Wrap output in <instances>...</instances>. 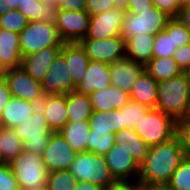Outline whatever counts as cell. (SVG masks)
<instances>
[{
  "label": "cell",
  "instance_id": "obj_1",
  "mask_svg": "<svg viewBox=\"0 0 190 190\" xmlns=\"http://www.w3.org/2000/svg\"><path fill=\"white\" fill-rule=\"evenodd\" d=\"M186 152L177 136L149 147L145 161L140 165L139 184H167Z\"/></svg>",
  "mask_w": 190,
  "mask_h": 190
},
{
  "label": "cell",
  "instance_id": "obj_2",
  "mask_svg": "<svg viewBox=\"0 0 190 190\" xmlns=\"http://www.w3.org/2000/svg\"><path fill=\"white\" fill-rule=\"evenodd\" d=\"M156 108L175 121L190 114V76L187 72L158 82Z\"/></svg>",
  "mask_w": 190,
  "mask_h": 190
},
{
  "label": "cell",
  "instance_id": "obj_3",
  "mask_svg": "<svg viewBox=\"0 0 190 190\" xmlns=\"http://www.w3.org/2000/svg\"><path fill=\"white\" fill-rule=\"evenodd\" d=\"M68 170L78 182H90L105 189L117 182L110 173L104 155L89 151L77 153Z\"/></svg>",
  "mask_w": 190,
  "mask_h": 190
},
{
  "label": "cell",
  "instance_id": "obj_4",
  "mask_svg": "<svg viewBox=\"0 0 190 190\" xmlns=\"http://www.w3.org/2000/svg\"><path fill=\"white\" fill-rule=\"evenodd\" d=\"M9 165L20 190H37L46 187L49 172L41 155L23 150Z\"/></svg>",
  "mask_w": 190,
  "mask_h": 190
},
{
  "label": "cell",
  "instance_id": "obj_5",
  "mask_svg": "<svg viewBox=\"0 0 190 190\" xmlns=\"http://www.w3.org/2000/svg\"><path fill=\"white\" fill-rule=\"evenodd\" d=\"M139 137L150 147L171 140L176 136V121L157 108H150L134 128Z\"/></svg>",
  "mask_w": 190,
  "mask_h": 190
},
{
  "label": "cell",
  "instance_id": "obj_6",
  "mask_svg": "<svg viewBox=\"0 0 190 190\" xmlns=\"http://www.w3.org/2000/svg\"><path fill=\"white\" fill-rule=\"evenodd\" d=\"M169 18V16L157 7L144 11H126L120 36L125 41L144 33L156 35L165 29Z\"/></svg>",
  "mask_w": 190,
  "mask_h": 190
},
{
  "label": "cell",
  "instance_id": "obj_7",
  "mask_svg": "<svg viewBox=\"0 0 190 190\" xmlns=\"http://www.w3.org/2000/svg\"><path fill=\"white\" fill-rule=\"evenodd\" d=\"M55 23L39 20L28 21L27 26L19 33V46L22 58L50 46H63Z\"/></svg>",
  "mask_w": 190,
  "mask_h": 190
},
{
  "label": "cell",
  "instance_id": "obj_8",
  "mask_svg": "<svg viewBox=\"0 0 190 190\" xmlns=\"http://www.w3.org/2000/svg\"><path fill=\"white\" fill-rule=\"evenodd\" d=\"M13 129L23 142L25 151L42 156L52 131L48 127L43 109L39 105L29 118Z\"/></svg>",
  "mask_w": 190,
  "mask_h": 190
},
{
  "label": "cell",
  "instance_id": "obj_9",
  "mask_svg": "<svg viewBox=\"0 0 190 190\" xmlns=\"http://www.w3.org/2000/svg\"><path fill=\"white\" fill-rule=\"evenodd\" d=\"M78 43L92 61L111 64L125 57V41L121 36L102 40L83 38Z\"/></svg>",
  "mask_w": 190,
  "mask_h": 190
},
{
  "label": "cell",
  "instance_id": "obj_10",
  "mask_svg": "<svg viewBox=\"0 0 190 190\" xmlns=\"http://www.w3.org/2000/svg\"><path fill=\"white\" fill-rule=\"evenodd\" d=\"M90 15L86 10H59L55 26L64 43L79 42L88 32Z\"/></svg>",
  "mask_w": 190,
  "mask_h": 190
},
{
  "label": "cell",
  "instance_id": "obj_11",
  "mask_svg": "<svg viewBox=\"0 0 190 190\" xmlns=\"http://www.w3.org/2000/svg\"><path fill=\"white\" fill-rule=\"evenodd\" d=\"M12 97L39 104L43 99L42 86L35 81L22 67L3 71Z\"/></svg>",
  "mask_w": 190,
  "mask_h": 190
},
{
  "label": "cell",
  "instance_id": "obj_12",
  "mask_svg": "<svg viewBox=\"0 0 190 190\" xmlns=\"http://www.w3.org/2000/svg\"><path fill=\"white\" fill-rule=\"evenodd\" d=\"M43 98L56 97L75 91L65 57L59 53L41 82Z\"/></svg>",
  "mask_w": 190,
  "mask_h": 190
},
{
  "label": "cell",
  "instance_id": "obj_13",
  "mask_svg": "<svg viewBox=\"0 0 190 190\" xmlns=\"http://www.w3.org/2000/svg\"><path fill=\"white\" fill-rule=\"evenodd\" d=\"M77 153L59 134L52 132L47 147L42 154L48 172L68 170Z\"/></svg>",
  "mask_w": 190,
  "mask_h": 190
},
{
  "label": "cell",
  "instance_id": "obj_14",
  "mask_svg": "<svg viewBox=\"0 0 190 190\" xmlns=\"http://www.w3.org/2000/svg\"><path fill=\"white\" fill-rule=\"evenodd\" d=\"M125 13L126 10L114 7L100 14L90 16L89 28L85 38L102 40L120 36Z\"/></svg>",
  "mask_w": 190,
  "mask_h": 190
},
{
  "label": "cell",
  "instance_id": "obj_15",
  "mask_svg": "<svg viewBox=\"0 0 190 190\" xmlns=\"http://www.w3.org/2000/svg\"><path fill=\"white\" fill-rule=\"evenodd\" d=\"M104 157L111 175L117 182L137 181L140 166L122 146L114 144Z\"/></svg>",
  "mask_w": 190,
  "mask_h": 190
},
{
  "label": "cell",
  "instance_id": "obj_16",
  "mask_svg": "<svg viewBox=\"0 0 190 190\" xmlns=\"http://www.w3.org/2000/svg\"><path fill=\"white\" fill-rule=\"evenodd\" d=\"M110 85L109 64L90 60L85 75L82 81L75 87V91L90 96L93 92L107 88Z\"/></svg>",
  "mask_w": 190,
  "mask_h": 190
},
{
  "label": "cell",
  "instance_id": "obj_17",
  "mask_svg": "<svg viewBox=\"0 0 190 190\" xmlns=\"http://www.w3.org/2000/svg\"><path fill=\"white\" fill-rule=\"evenodd\" d=\"M111 86L130 92L133 84L144 71V65L126 57L109 64Z\"/></svg>",
  "mask_w": 190,
  "mask_h": 190
},
{
  "label": "cell",
  "instance_id": "obj_18",
  "mask_svg": "<svg viewBox=\"0 0 190 190\" xmlns=\"http://www.w3.org/2000/svg\"><path fill=\"white\" fill-rule=\"evenodd\" d=\"M62 46H50L40 51L24 56L21 67L37 82H42L47 75L49 67L61 52Z\"/></svg>",
  "mask_w": 190,
  "mask_h": 190
},
{
  "label": "cell",
  "instance_id": "obj_19",
  "mask_svg": "<svg viewBox=\"0 0 190 190\" xmlns=\"http://www.w3.org/2000/svg\"><path fill=\"white\" fill-rule=\"evenodd\" d=\"M19 34L0 29V71L21 67Z\"/></svg>",
  "mask_w": 190,
  "mask_h": 190
},
{
  "label": "cell",
  "instance_id": "obj_20",
  "mask_svg": "<svg viewBox=\"0 0 190 190\" xmlns=\"http://www.w3.org/2000/svg\"><path fill=\"white\" fill-rule=\"evenodd\" d=\"M93 111H112L125 106L130 100L129 93L118 87L109 86L93 92L90 96Z\"/></svg>",
  "mask_w": 190,
  "mask_h": 190
},
{
  "label": "cell",
  "instance_id": "obj_21",
  "mask_svg": "<svg viewBox=\"0 0 190 190\" xmlns=\"http://www.w3.org/2000/svg\"><path fill=\"white\" fill-rule=\"evenodd\" d=\"M69 69L72 82L75 86L83 79L89 64V58L78 42L64 43L61 52Z\"/></svg>",
  "mask_w": 190,
  "mask_h": 190
},
{
  "label": "cell",
  "instance_id": "obj_22",
  "mask_svg": "<svg viewBox=\"0 0 190 190\" xmlns=\"http://www.w3.org/2000/svg\"><path fill=\"white\" fill-rule=\"evenodd\" d=\"M37 105L17 97H11L0 114V126L16 127L34 113Z\"/></svg>",
  "mask_w": 190,
  "mask_h": 190
},
{
  "label": "cell",
  "instance_id": "obj_23",
  "mask_svg": "<svg viewBox=\"0 0 190 190\" xmlns=\"http://www.w3.org/2000/svg\"><path fill=\"white\" fill-rule=\"evenodd\" d=\"M38 105L43 109L46 122L52 132H59L68 122L66 94L43 98Z\"/></svg>",
  "mask_w": 190,
  "mask_h": 190
},
{
  "label": "cell",
  "instance_id": "obj_24",
  "mask_svg": "<svg viewBox=\"0 0 190 190\" xmlns=\"http://www.w3.org/2000/svg\"><path fill=\"white\" fill-rule=\"evenodd\" d=\"M157 90L158 82L144 70L133 84L129 96L133 101L139 102L149 108H156Z\"/></svg>",
  "mask_w": 190,
  "mask_h": 190
},
{
  "label": "cell",
  "instance_id": "obj_25",
  "mask_svg": "<svg viewBox=\"0 0 190 190\" xmlns=\"http://www.w3.org/2000/svg\"><path fill=\"white\" fill-rule=\"evenodd\" d=\"M154 39L155 35L144 33L125 40V57L145 66L153 57Z\"/></svg>",
  "mask_w": 190,
  "mask_h": 190
},
{
  "label": "cell",
  "instance_id": "obj_26",
  "mask_svg": "<svg viewBox=\"0 0 190 190\" xmlns=\"http://www.w3.org/2000/svg\"><path fill=\"white\" fill-rule=\"evenodd\" d=\"M115 144L122 146L139 166L145 161L149 150V146L131 128H124L117 132Z\"/></svg>",
  "mask_w": 190,
  "mask_h": 190
},
{
  "label": "cell",
  "instance_id": "obj_27",
  "mask_svg": "<svg viewBox=\"0 0 190 190\" xmlns=\"http://www.w3.org/2000/svg\"><path fill=\"white\" fill-rule=\"evenodd\" d=\"M89 121L67 122L59 134L67 141L76 153L87 151V141L90 134Z\"/></svg>",
  "mask_w": 190,
  "mask_h": 190
},
{
  "label": "cell",
  "instance_id": "obj_28",
  "mask_svg": "<svg viewBox=\"0 0 190 190\" xmlns=\"http://www.w3.org/2000/svg\"><path fill=\"white\" fill-rule=\"evenodd\" d=\"M68 122L89 121L93 109L89 96L71 91L66 94Z\"/></svg>",
  "mask_w": 190,
  "mask_h": 190
},
{
  "label": "cell",
  "instance_id": "obj_29",
  "mask_svg": "<svg viewBox=\"0 0 190 190\" xmlns=\"http://www.w3.org/2000/svg\"><path fill=\"white\" fill-rule=\"evenodd\" d=\"M91 131L111 132L116 134L124 129L122 125V112L118 109L112 111H93L89 118Z\"/></svg>",
  "mask_w": 190,
  "mask_h": 190
},
{
  "label": "cell",
  "instance_id": "obj_30",
  "mask_svg": "<svg viewBox=\"0 0 190 190\" xmlns=\"http://www.w3.org/2000/svg\"><path fill=\"white\" fill-rule=\"evenodd\" d=\"M19 10L28 21L39 20L46 23H55L59 9L56 6L42 3L41 0H33L22 6H18Z\"/></svg>",
  "mask_w": 190,
  "mask_h": 190
},
{
  "label": "cell",
  "instance_id": "obj_31",
  "mask_svg": "<svg viewBox=\"0 0 190 190\" xmlns=\"http://www.w3.org/2000/svg\"><path fill=\"white\" fill-rule=\"evenodd\" d=\"M144 70L157 82L171 79L182 73L173 56L152 58L144 66Z\"/></svg>",
  "mask_w": 190,
  "mask_h": 190
},
{
  "label": "cell",
  "instance_id": "obj_32",
  "mask_svg": "<svg viewBox=\"0 0 190 190\" xmlns=\"http://www.w3.org/2000/svg\"><path fill=\"white\" fill-rule=\"evenodd\" d=\"M24 150V144L13 128L0 126V152L6 164H9Z\"/></svg>",
  "mask_w": 190,
  "mask_h": 190
},
{
  "label": "cell",
  "instance_id": "obj_33",
  "mask_svg": "<svg viewBox=\"0 0 190 190\" xmlns=\"http://www.w3.org/2000/svg\"><path fill=\"white\" fill-rule=\"evenodd\" d=\"M115 144V134L111 132L90 131L87 151L105 155Z\"/></svg>",
  "mask_w": 190,
  "mask_h": 190
},
{
  "label": "cell",
  "instance_id": "obj_34",
  "mask_svg": "<svg viewBox=\"0 0 190 190\" xmlns=\"http://www.w3.org/2000/svg\"><path fill=\"white\" fill-rule=\"evenodd\" d=\"M149 109V107L130 99L125 106L119 109L122 112V125H124V128L134 129L138 121L143 118Z\"/></svg>",
  "mask_w": 190,
  "mask_h": 190
},
{
  "label": "cell",
  "instance_id": "obj_35",
  "mask_svg": "<svg viewBox=\"0 0 190 190\" xmlns=\"http://www.w3.org/2000/svg\"><path fill=\"white\" fill-rule=\"evenodd\" d=\"M77 179L69 170L51 171L46 183L47 190H76Z\"/></svg>",
  "mask_w": 190,
  "mask_h": 190
},
{
  "label": "cell",
  "instance_id": "obj_36",
  "mask_svg": "<svg viewBox=\"0 0 190 190\" xmlns=\"http://www.w3.org/2000/svg\"><path fill=\"white\" fill-rule=\"evenodd\" d=\"M170 190H190V156L181 161L167 183Z\"/></svg>",
  "mask_w": 190,
  "mask_h": 190
},
{
  "label": "cell",
  "instance_id": "obj_37",
  "mask_svg": "<svg viewBox=\"0 0 190 190\" xmlns=\"http://www.w3.org/2000/svg\"><path fill=\"white\" fill-rule=\"evenodd\" d=\"M164 30L167 33H172L173 45H175L176 48L190 44V30L176 17L169 18Z\"/></svg>",
  "mask_w": 190,
  "mask_h": 190
},
{
  "label": "cell",
  "instance_id": "obj_38",
  "mask_svg": "<svg viewBox=\"0 0 190 190\" xmlns=\"http://www.w3.org/2000/svg\"><path fill=\"white\" fill-rule=\"evenodd\" d=\"M176 49V46L173 45L172 33H167L165 30L160 31L155 35L152 58L171 57Z\"/></svg>",
  "mask_w": 190,
  "mask_h": 190
},
{
  "label": "cell",
  "instance_id": "obj_39",
  "mask_svg": "<svg viewBox=\"0 0 190 190\" xmlns=\"http://www.w3.org/2000/svg\"><path fill=\"white\" fill-rule=\"evenodd\" d=\"M27 18L17 9H10L0 16V29L20 33L27 26Z\"/></svg>",
  "mask_w": 190,
  "mask_h": 190
},
{
  "label": "cell",
  "instance_id": "obj_40",
  "mask_svg": "<svg viewBox=\"0 0 190 190\" xmlns=\"http://www.w3.org/2000/svg\"><path fill=\"white\" fill-rule=\"evenodd\" d=\"M176 136L186 154L190 156V114L176 121Z\"/></svg>",
  "mask_w": 190,
  "mask_h": 190
},
{
  "label": "cell",
  "instance_id": "obj_41",
  "mask_svg": "<svg viewBox=\"0 0 190 190\" xmlns=\"http://www.w3.org/2000/svg\"><path fill=\"white\" fill-rule=\"evenodd\" d=\"M0 190H20L9 164L0 166Z\"/></svg>",
  "mask_w": 190,
  "mask_h": 190
},
{
  "label": "cell",
  "instance_id": "obj_42",
  "mask_svg": "<svg viewBox=\"0 0 190 190\" xmlns=\"http://www.w3.org/2000/svg\"><path fill=\"white\" fill-rule=\"evenodd\" d=\"M173 59L182 72H187L190 68V44L177 48L173 54Z\"/></svg>",
  "mask_w": 190,
  "mask_h": 190
},
{
  "label": "cell",
  "instance_id": "obj_43",
  "mask_svg": "<svg viewBox=\"0 0 190 190\" xmlns=\"http://www.w3.org/2000/svg\"><path fill=\"white\" fill-rule=\"evenodd\" d=\"M114 7L113 0H86L85 10L90 16H94Z\"/></svg>",
  "mask_w": 190,
  "mask_h": 190
},
{
  "label": "cell",
  "instance_id": "obj_44",
  "mask_svg": "<svg viewBox=\"0 0 190 190\" xmlns=\"http://www.w3.org/2000/svg\"><path fill=\"white\" fill-rule=\"evenodd\" d=\"M152 2L154 7H157L170 18L177 17L181 8L178 0H152Z\"/></svg>",
  "mask_w": 190,
  "mask_h": 190
},
{
  "label": "cell",
  "instance_id": "obj_45",
  "mask_svg": "<svg viewBox=\"0 0 190 190\" xmlns=\"http://www.w3.org/2000/svg\"><path fill=\"white\" fill-rule=\"evenodd\" d=\"M86 8V0H59V10L81 11Z\"/></svg>",
  "mask_w": 190,
  "mask_h": 190
},
{
  "label": "cell",
  "instance_id": "obj_46",
  "mask_svg": "<svg viewBox=\"0 0 190 190\" xmlns=\"http://www.w3.org/2000/svg\"><path fill=\"white\" fill-rule=\"evenodd\" d=\"M153 7L152 0H129L126 11H144Z\"/></svg>",
  "mask_w": 190,
  "mask_h": 190
},
{
  "label": "cell",
  "instance_id": "obj_47",
  "mask_svg": "<svg viewBox=\"0 0 190 190\" xmlns=\"http://www.w3.org/2000/svg\"><path fill=\"white\" fill-rule=\"evenodd\" d=\"M31 1L33 0H0V16L7 13L10 9H17L18 6Z\"/></svg>",
  "mask_w": 190,
  "mask_h": 190
},
{
  "label": "cell",
  "instance_id": "obj_48",
  "mask_svg": "<svg viewBox=\"0 0 190 190\" xmlns=\"http://www.w3.org/2000/svg\"><path fill=\"white\" fill-rule=\"evenodd\" d=\"M11 93L9 91V87L7 82L2 77L0 79V114L8 101L11 99Z\"/></svg>",
  "mask_w": 190,
  "mask_h": 190
},
{
  "label": "cell",
  "instance_id": "obj_49",
  "mask_svg": "<svg viewBox=\"0 0 190 190\" xmlns=\"http://www.w3.org/2000/svg\"><path fill=\"white\" fill-rule=\"evenodd\" d=\"M106 190H140V184L137 181L116 182Z\"/></svg>",
  "mask_w": 190,
  "mask_h": 190
},
{
  "label": "cell",
  "instance_id": "obj_50",
  "mask_svg": "<svg viewBox=\"0 0 190 190\" xmlns=\"http://www.w3.org/2000/svg\"><path fill=\"white\" fill-rule=\"evenodd\" d=\"M176 18L190 30V5L181 7Z\"/></svg>",
  "mask_w": 190,
  "mask_h": 190
},
{
  "label": "cell",
  "instance_id": "obj_51",
  "mask_svg": "<svg viewBox=\"0 0 190 190\" xmlns=\"http://www.w3.org/2000/svg\"><path fill=\"white\" fill-rule=\"evenodd\" d=\"M76 190H106L105 188L90 182H77Z\"/></svg>",
  "mask_w": 190,
  "mask_h": 190
},
{
  "label": "cell",
  "instance_id": "obj_52",
  "mask_svg": "<svg viewBox=\"0 0 190 190\" xmlns=\"http://www.w3.org/2000/svg\"><path fill=\"white\" fill-rule=\"evenodd\" d=\"M140 190H170L167 184H140Z\"/></svg>",
  "mask_w": 190,
  "mask_h": 190
},
{
  "label": "cell",
  "instance_id": "obj_53",
  "mask_svg": "<svg viewBox=\"0 0 190 190\" xmlns=\"http://www.w3.org/2000/svg\"><path fill=\"white\" fill-rule=\"evenodd\" d=\"M115 8H121L126 10L129 4V0H113Z\"/></svg>",
  "mask_w": 190,
  "mask_h": 190
},
{
  "label": "cell",
  "instance_id": "obj_54",
  "mask_svg": "<svg viewBox=\"0 0 190 190\" xmlns=\"http://www.w3.org/2000/svg\"><path fill=\"white\" fill-rule=\"evenodd\" d=\"M42 3H46L48 5H53L56 6L58 8L59 6V0H41Z\"/></svg>",
  "mask_w": 190,
  "mask_h": 190
},
{
  "label": "cell",
  "instance_id": "obj_55",
  "mask_svg": "<svg viewBox=\"0 0 190 190\" xmlns=\"http://www.w3.org/2000/svg\"><path fill=\"white\" fill-rule=\"evenodd\" d=\"M180 7L190 5V0H178Z\"/></svg>",
  "mask_w": 190,
  "mask_h": 190
},
{
  "label": "cell",
  "instance_id": "obj_56",
  "mask_svg": "<svg viewBox=\"0 0 190 190\" xmlns=\"http://www.w3.org/2000/svg\"><path fill=\"white\" fill-rule=\"evenodd\" d=\"M6 164L0 152V166Z\"/></svg>",
  "mask_w": 190,
  "mask_h": 190
},
{
  "label": "cell",
  "instance_id": "obj_57",
  "mask_svg": "<svg viewBox=\"0 0 190 190\" xmlns=\"http://www.w3.org/2000/svg\"><path fill=\"white\" fill-rule=\"evenodd\" d=\"M3 77V72L0 71V79Z\"/></svg>",
  "mask_w": 190,
  "mask_h": 190
},
{
  "label": "cell",
  "instance_id": "obj_58",
  "mask_svg": "<svg viewBox=\"0 0 190 190\" xmlns=\"http://www.w3.org/2000/svg\"><path fill=\"white\" fill-rule=\"evenodd\" d=\"M37 190H47L46 187L45 188H41V189H37Z\"/></svg>",
  "mask_w": 190,
  "mask_h": 190
}]
</instances>
